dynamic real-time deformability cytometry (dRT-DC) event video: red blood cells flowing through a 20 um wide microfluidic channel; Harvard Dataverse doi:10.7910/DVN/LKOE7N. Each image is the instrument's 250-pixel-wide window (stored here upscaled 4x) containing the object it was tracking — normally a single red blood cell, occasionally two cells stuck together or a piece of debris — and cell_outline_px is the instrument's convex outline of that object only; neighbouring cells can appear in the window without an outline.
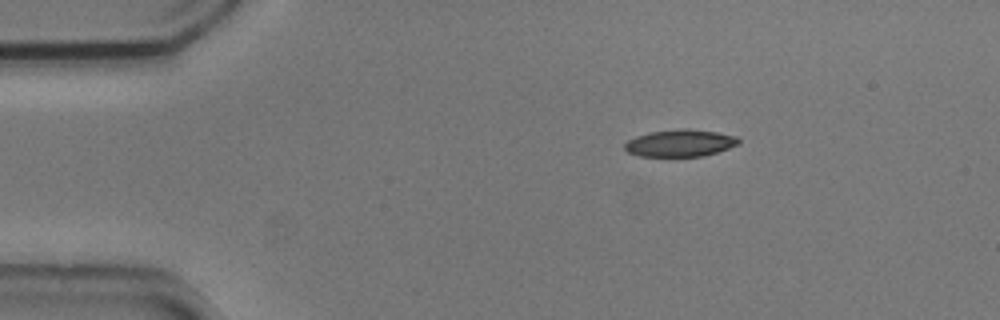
{"species": "common noctule bat (a hibernating species)", "species_latin": "Nyctalus noctula", "temperature_condition": "cold", "stored_images_in_passage": 4, "segment_of_instrument_passage": [1, 2], "camera_frame_rate_fps": 3000, "um_per_image_px": 0.085, "animal": {"sex": "male", "body_mass_g": 20.5, "forearm_length_mm": 52.5}, "frame": {"image": 1, "passage_image": 1, "time_ms": 0.0, "image_size_px": [1000, 320], "cell_outline_px": [[740, 144], [704, 156], [640, 156], [628, 152], [624, 148], [624, 144], [628, 140], [636, 136], [652, 132], [680, 128], [688, 128], [716, 132], [736, 136], [740, 140]], "centroid_in_image_um": [57.82, 12.16], "position_along_channel_um": 27.2, "area_um2": 17.92}}
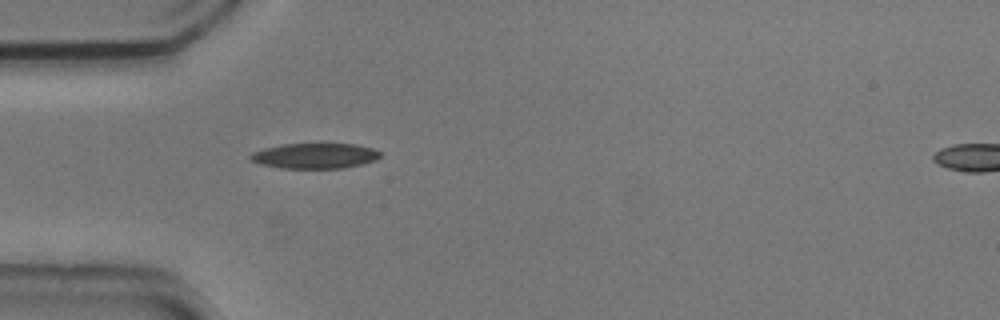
{"frame": {"image": 2, "passage_image": 3, "time_ms": 0.667, "image_size_px": [1000, 320], "cell_outline_px": [[380, 156], [376, 160], [344, 168], [280, 168], [260, 164], [252, 160], [248, 156], [252, 152], [264, 148], [284, 144], [356, 144], [372, 148], [380, 152]], "centroid_in_image_um": [26.75, 13.24], "position_along_channel_um": 58.3, "area_um2": 19.07}}